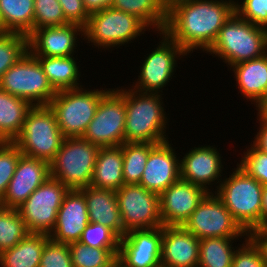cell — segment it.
I'll return each instance as SVG.
<instances>
[{
    "instance_id": "cell-48",
    "label": "cell",
    "mask_w": 267,
    "mask_h": 267,
    "mask_svg": "<svg viewBox=\"0 0 267 267\" xmlns=\"http://www.w3.org/2000/svg\"><path fill=\"white\" fill-rule=\"evenodd\" d=\"M256 110L258 111L257 113L259 116L267 118V96L257 106Z\"/></svg>"
},
{
    "instance_id": "cell-33",
    "label": "cell",
    "mask_w": 267,
    "mask_h": 267,
    "mask_svg": "<svg viewBox=\"0 0 267 267\" xmlns=\"http://www.w3.org/2000/svg\"><path fill=\"white\" fill-rule=\"evenodd\" d=\"M73 267H111L117 260L119 248H92L85 244H69Z\"/></svg>"
},
{
    "instance_id": "cell-37",
    "label": "cell",
    "mask_w": 267,
    "mask_h": 267,
    "mask_svg": "<svg viewBox=\"0 0 267 267\" xmlns=\"http://www.w3.org/2000/svg\"><path fill=\"white\" fill-rule=\"evenodd\" d=\"M21 155L14 142L0 141V200L7 190Z\"/></svg>"
},
{
    "instance_id": "cell-23",
    "label": "cell",
    "mask_w": 267,
    "mask_h": 267,
    "mask_svg": "<svg viewBox=\"0 0 267 267\" xmlns=\"http://www.w3.org/2000/svg\"><path fill=\"white\" fill-rule=\"evenodd\" d=\"M229 68L234 73L236 86H238L241 96L245 97L247 101L250 100L257 108L267 96V53Z\"/></svg>"
},
{
    "instance_id": "cell-42",
    "label": "cell",
    "mask_w": 267,
    "mask_h": 267,
    "mask_svg": "<svg viewBox=\"0 0 267 267\" xmlns=\"http://www.w3.org/2000/svg\"><path fill=\"white\" fill-rule=\"evenodd\" d=\"M244 239L245 243L235 250L232 267H267L254 244L247 237Z\"/></svg>"
},
{
    "instance_id": "cell-20",
    "label": "cell",
    "mask_w": 267,
    "mask_h": 267,
    "mask_svg": "<svg viewBox=\"0 0 267 267\" xmlns=\"http://www.w3.org/2000/svg\"><path fill=\"white\" fill-rule=\"evenodd\" d=\"M168 141L157 144L150 152L140 185L160 195L181 178L180 160Z\"/></svg>"
},
{
    "instance_id": "cell-21",
    "label": "cell",
    "mask_w": 267,
    "mask_h": 267,
    "mask_svg": "<svg viewBox=\"0 0 267 267\" xmlns=\"http://www.w3.org/2000/svg\"><path fill=\"white\" fill-rule=\"evenodd\" d=\"M89 224L87 203L81 190H69L57 212V220L49 237L54 242L70 244L80 241Z\"/></svg>"
},
{
    "instance_id": "cell-9",
    "label": "cell",
    "mask_w": 267,
    "mask_h": 267,
    "mask_svg": "<svg viewBox=\"0 0 267 267\" xmlns=\"http://www.w3.org/2000/svg\"><path fill=\"white\" fill-rule=\"evenodd\" d=\"M0 89L32 106H47L57 93L29 50L1 76Z\"/></svg>"
},
{
    "instance_id": "cell-15",
    "label": "cell",
    "mask_w": 267,
    "mask_h": 267,
    "mask_svg": "<svg viewBox=\"0 0 267 267\" xmlns=\"http://www.w3.org/2000/svg\"><path fill=\"white\" fill-rule=\"evenodd\" d=\"M208 192L191 182L177 180L159 195L163 226H183Z\"/></svg>"
},
{
    "instance_id": "cell-26",
    "label": "cell",
    "mask_w": 267,
    "mask_h": 267,
    "mask_svg": "<svg viewBox=\"0 0 267 267\" xmlns=\"http://www.w3.org/2000/svg\"><path fill=\"white\" fill-rule=\"evenodd\" d=\"M49 235L28 233L14 247L0 253V267H39Z\"/></svg>"
},
{
    "instance_id": "cell-50",
    "label": "cell",
    "mask_w": 267,
    "mask_h": 267,
    "mask_svg": "<svg viewBox=\"0 0 267 267\" xmlns=\"http://www.w3.org/2000/svg\"><path fill=\"white\" fill-rule=\"evenodd\" d=\"M3 33H5V28L3 26V21H2L1 16H0V34H3Z\"/></svg>"
},
{
    "instance_id": "cell-13",
    "label": "cell",
    "mask_w": 267,
    "mask_h": 267,
    "mask_svg": "<svg viewBox=\"0 0 267 267\" xmlns=\"http://www.w3.org/2000/svg\"><path fill=\"white\" fill-rule=\"evenodd\" d=\"M183 227L199 240L211 237H247L215 193H208L190 215Z\"/></svg>"
},
{
    "instance_id": "cell-12",
    "label": "cell",
    "mask_w": 267,
    "mask_h": 267,
    "mask_svg": "<svg viewBox=\"0 0 267 267\" xmlns=\"http://www.w3.org/2000/svg\"><path fill=\"white\" fill-rule=\"evenodd\" d=\"M124 234L132 230L162 227L159 195L140 184L123 185L116 191Z\"/></svg>"
},
{
    "instance_id": "cell-30",
    "label": "cell",
    "mask_w": 267,
    "mask_h": 267,
    "mask_svg": "<svg viewBox=\"0 0 267 267\" xmlns=\"http://www.w3.org/2000/svg\"><path fill=\"white\" fill-rule=\"evenodd\" d=\"M5 33L29 36L33 32L34 0H0Z\"/></svg>"
},
{
    "instance_id": "cell-5",
    "label": "cell",
    "mask_w": 267,
    "mask_h": 267,
    "mask_svg": "<svg viewBox=\"0 0 267 267\" xmlns=\"http://www.w3.org/2000/svg\"><path fill=\"white\" fill-rule=\"evenodd\" d=\"M99 148L82 137L64 138L50 162L51 177L69 190L90 186Z\"/></svg>"
},
{
    "instance_id": "cell-49",
    "label": "cell",
    "mask_w": 267,
    "mask_h": 267,
    "mask_svg": "<svg viewBox=\"0 0 267 267\" xmlns=\"http://www.w3.org/2000/svg\"><path fill=\"white\" fill-rule=\"evenodd\" d=\"M113 267H126L122 262L118 259L113 263Z\"/></svg>"
},
{
    "instance_id": "cell-41",
    "label": "cell",
    "mask_w": 267,
    "mask_h": 267,
    "mask_svg": "<svg viewBox=\"0 0 267 267\" xmlns=\"http://www.w3.org/2000/svg\"><path fill=\"white\" fill-rule=\"evenodd\" d=\"M235 12L244 20L267 29V0H237Z\"/></svg>"
},
{
    "instance_id": "cell-47",
    "label": "cell",
    "mask_w": 267,
    "mask_h": 267,
    "mask_svg": "<svg viewBox=\"0 0 267 267\" xmlns=\"http://www.w3.org/2000/svg\"><path fill=\"white\" fill-rule=\"evenodd\" d=\"M267 226V185L263 186L262 209H261V227Z\"/></svg>"
},
{
    "instance_id": "cell-4",
    "label": "cell",
    "mask_w": 267,
    "mask_h": 267,
    "mask_svg": "<svg viewBox=\"0 0 267 267\" xmlns=\"http://www.w3.org/2000/svg\"><path fill=\"white\" fill-rule=\"evenodd\" d=\"M230 174L215 187L214 193L247 233L261 227L263 185L238 166Z\"/></svg>"
},
{
    "instance_id": "cell-11",
    "label": "cell",
    "mask_w": 267,
    "mask_h": 267,
    "mask_svg": "<svg viewBox=\"0 0 267 267\" xmlns=\"http://www.w3.org/2000/svg\"><path fill=\"white\" fill-rule=\"evenodd\" d=\"M68 191L50 176L17 208L29 233L49 235L53 231L57 212Z\"/></svg>"
},
{
    "instance_id": "cell-10",
    "label": "cell",
    "mask_w": 267,
    "mask_h": 267,
    "mask_svg": "<svg viewBox=\"0 0 267 267\" xmlns=\"http://www.w3.org/2000/svg\"><path fill=\"white\" fill-rule=\"evenodd\" d=\"M125 119L126 88H108L82 138L99 147L120 146L125 143Z\"/></svg>"
},
{
    "instance_id": "cell-19",
    "label": "cell",
    "mask_w": 267,
    "mask_h": 267,
    "mask_svg": "<svg viewBox=\"0 0 267 267\" xmlns=\"http://www.w3.org/2000/svg\"><path fill=\"white\" fill-rule=\"evenodd\" d=\"M84 36V27L68 23L63 26L35 29L28 36V50L35 57H68L77 53L78 36ZM77 40V41H76Z\"/></svg>"
},
{
    "instance_id": "cell-14",
    "label": "cell",
    "mask_w": 267,
    "mask_h": 267,
    "mask_svg": "<svg viewBox=\"0 0 267 267\" xmlns=\"http://www.w3.org/2000/svg\"><path fill=\"white\" fill-rule=\"evenodd\" d=\"M157 33L162 40L143 61L135 85H130L139 92L162 93L176 72L177 60L188 55L164 31Z\"/></svg>"
},
{
    "instance_id": "cell-38",
    "label": "cell",
    "mask_w": 267,
    "mask_h": 267,
    "mask_svg": "<svg viewBox=\"0 0 267 267\" xmlns=\"http://www.w3.org/2000/svg\"><path fill=\"white\" fill-rule=\"evenodd\" d=\"M244 155H241L240 167L246 174L255 178L260 184L267 185V153L250 144Z\"/></svg>"
},
{
    "instance_id": "cell-44",
    "label": "cell",
    "mask_w": 267,
    "mask_h": 267,
    "mask_svg": "<svg viewBox=\"0 0 267 267\" xmlns=\"http://www.w3.org/2000/svg\"><path fill=\"white\" fill-rule=\"evenodd\" d=\"M247 238L258 249L261 258L267 266V226L249 230L247 232Z\"/></svg>"
},
{
    "instance_id": "cell-36",
    "label": "cell",
    "mask_w": 267,
    "mask_h": 267,
    "mask_svg": "<svg viewBox=\"0 0 267 267\" xmlns=\"http://www.w3.org/2000/svg\"><path fill=\"white\" fill-rule=\"evenodd\" d=\"M68 23L58 0H34L33 31L38 28L63 26Z\"/></svg>"
},
{
    "instance_id": "cell-25",
    "label": "cell",
    "mask_w": 267,
    "mask_h": 267,
    "mask_svg": "<svg viewBox=\"0 0 267 267\" xmlns=\"http://www.w3.org/2000/svg\"><path fill=\"white\" fill-rule=\"evenodd\" d=\"M124 185L122 145L100 147L91 179V187L117 191Z\"/></svg>"
},
{
    "instance_id": "cell-43",
    "label": "cell",
    "mask_w": 267,
    "mask_h": 267,
    "mask_svg": "<svg viewBox=\"0 0 267 267\" xmlns=\"http://www.w3.org/2000/svg\"><path fill=\"white\" fill-rule=\"evenodd\" d=\"M62 6L65 19L69 23L85 26L90 14L83 5L82 0H58Z\"/></svg>"
},
{
    "instance_id": "cell-29",
    "label": "cell",
    "mask_w": 267,
    "mask_h": 267,
    "mask_svg": "<svg viewBox=\"0 0 267 267\" xmlns=\"http://www.w3.org/2000/svg\"><path fill=\"white\" fill-rule=\"evenodd\" d=\"M36 57L43 72L56 91L82 87L75 57ZM79 80V81H78Z\"/></svg>"
},
{
    "instance_id": "cell-24",
    "label": "cell",
    "mask_w": 267,
    "mask_h": 267,
    "mask_svg": "<svg viewBox=\"0 0 267 267\" xmlns=\"http://www.w3.org/2000/svg\"><path fill=\"white\" fill-rule=\"evenodd\" d=\"M85 196L89 222L99 223L123 237V225L116 191L91 186L80 189Z\"/></svg>"
},
{
    "instance_id": "cell-8",
    "label": "cell",
    "mask_w": 267,
    "mask_h": 267,
    "mask_svg": "<svg viewBox=\"0 0 267 267\" xmlns=\"http://www.w3.org/2000/svg\"><path fill=\"white\" fill-rule=\"evenodd\" d=\"M148 29L135 16L109 7L90 14L82 39L98 49L109 50L111 47L119 48L131 43Z\"/></svg>"
},
{
    "instance_id": "cell-27",
    "label": "cell",
    "mask_w": 267,
    "mask_h": 267,
    "mask_svg": "<svg viewBox=\"0 0 267 267\" xmlns=\"http://www.w3.org/2000/svg\"><path fill=\"white\" fill-rule=\"evenodd\" d=\"M32 107L28 101L0 89V141L13 142L17 138Z\"/></svg>"
},
{
    "instance_id": "cell-31",
    "label": "cell",
    "mask_w": 267,
    "mask_h": 267,
    "mask_svg": "<svg viewBox=\"0 0 267 267\" xmlns=\"http://www.w3.org/2000/svg\"><path fill=\"white\" fill-rule=\"evenodd\" d=\"M236 238L211 237L200 240L198 267H232ZM233 246V247H232Z\"/></svg>"
},
{
    "instance_id": "cell-2",
    "label": "cell",
    "mask_w": 267,
    "mask_h": 267,
    "mask_svg": "<svg viewBox=\"0 0 267 267\" xmlns=\"http://www.w3.org/2000/svg\"><path fill=\"white\" fill-rule=\"evenodd\" d=\"M161 93L126 89L125 142L159 144L168 141V118Z\"/></svg>"
},
{
    "instance_id": "cell-40",
    "label": "cell",
    "mask_w": 267,
    "mask_h": 267,
    "mask_svg": "<svg viewBox=\"0 0 267 267\" xmlns=\"http://www.w3.org/2000/svg\"><path fill=\"white\" fill-rule=\"evenodd\" d=\"M39 267H73L69 244L49 239L44 245Z\"/></svg>"
},
{
    "instance_id": "cell-32",
    "label": "cell",
    "mask_w": 267,
    "mask_h": 267,
    "mask_svg": "<svg viewBox=\"0 0 267 267\" xmlns=\"http://www.w3.org/2000/svg\"><path fill=\"white\" fill-rule=\"evenodd\" d=\"M156 145L148 142H125L122 144L123 179L125 185L140 183L149 152Z\"/></svg>"
},
{
    "instance_id": "cell-28",
    "label": "cell",
    "mask_w": 267,
    "mask_h": 267,
    "mask_svg": "<svg viewBox=\"0 0 267 267\" xmlns=\"http://www.w3.org/2000/svg\"><path fill=\"white\" fill-rule=\"evenodd\" d=\"M111 7L135 16L149 30L161 32L165 29L168 0H113Z\"/></svg>"
},
{
    "instance_id": "cell-45",
    "label": "cell",
    "mask_w": 267,
    "mask_h": 267,
    "mask_svg": "<svg viewBox=\"0 0 267 267\" xmlns=\"http://www.w3.org/2000/svg\"><path fill=\"white\" fill-rule=\"evenodd\" d=\"M257 120L259 121L260 127L252 142L259 150L267 153V118L257 114Z\"/></svg>"
},
{
    "instance_id": "cell-3",
    "label": "cell",
    "mask_w": 267,
    "mask_h": 267,
    "mask_svg": "<svg viewBox=\"0 0 267 267\" xmlns=\"http://www.w3.org/2000/svg\"><path fill=\"white\" fill-rule=\"evenodd\" d=\"M206 53L231 67L267 53V29L244 20L236 12L224 23ZM229 65V66H228Z\"/></svg>"
},
{
    "instance_id": "cell-1",
    "label": "cell",
    "mask_w": 267,
    "mask_h": 267,
    "mask_svg": "<svg viewBox=\"0 0 267 267\" xmlns=\"http://www.w3.org/2000/svg\"><path fill=\"white\" fill-rule=\"evenodd\" d=\"M234 12V0H168L163 31L188 55L206 52Z\"/></svg>"
},
{
    "instance_id": "cell-7",
    "label": "cell",
    "mask_w": 267,
    "mask_h": 267,
    "mask_svg": "<svg viewBox=\"0 0 267 267\" xmlns=\"http://www.w3.org/2000/svg\"><path fill=\"white\" fill-rule=\"evenodd\" d=\"M87 89L79 87L57 91L48 104L65 138L83 136L94 118L102 95L107 91V88Z\"/></svg>"
},
{
    "instance_id": "cell-46",
    "label": "cell",
    "mask_w": 267,
    "mask_h": 267,
    "mask_svg": "<svg viewBox=\"0 0 267 267\" xmlns=\"http://www.w3.org/2000/svg\"><path fill=\"white\" fill-rule=\"evenodd\" d=\"M89 14L111 7L113 0H82Z\"/></svg>"
},
{
    "instance_id": "cell-6",
    "label": "cell",
    "mask_w": 267,
    "mask_h": 267,
    "mask_svg": "<svg viewBox=\"0 0 267 267\" xmlns=\"http://www.w3.org/2000/svg\"><path fill=\"white\" fill-rule=\"evenodd\" d=\"M64 138L50 107L33 106L26 115L20 134L13 142L22 155L50 163Z\"/></svg>"
},
{
    "instance_id": "cell-34",
    "label": "cell",
    "mask_w": 267,
    "mask_h": 267,
    "mask_svg": "<svg viewBox=\"0 0 267 267\" xmlns=\"http://www.w3.org/2000/svg\"><path fill=\"white\" fill-rule=\"evenodd\" d=\"M28 233L17 209L0 207V253L14 247Z\"/></svg>"
},
{
    "instance_id": "cell-39",
    "label": "cell",
    "mask_w": 267,
    "mask_h": 267,
    "mask_svg": "<svg viewBox=\"0 0 267 267\" xmlns=\"http://www.w3.org/2000/svg\"><path fill=\"white\" fill-rule=\"evenodd\" d=\"M80 242L92 248H119L120 237L106 226L89 222L83 230Z\"/></svg>"
},
{
    "instance_id": "cell-35",
    "label": "cell",
    "mask_w": 267,
    "mask_h": 267,
    "mask_svg": "<svg viewBox=\"0 0 267 267\" xmlns=\"http://www.w3.org/2000/svg\"><path fill=\"white\" fill-rule=\"evenodd\" d=\"M28 51V36L17 33L0 34V78Z\"/></svg>"
},
{
    "instance_id": "cell-18",
    "label": "cell",
    "mask_w": 267,
    "mask_h": 267,
    "mask_svg": "<svg viewBox=\"0 0 267 267\" xmlns=\"http://www.w3.org/2000/svg\"><path fill=\"white\" fill-rule=\"evenodd\" d=\"M50 176L49 162L21 155L0 207L17 209Z\"/></svg>"
},
{
    "instance_id": "cell-22",
    "label": "cell",
    "mask_w": 267,
    "mask_h": 267,
    "mask_svg": "<svg viewBox=\"0 0 267 267\" xmlns=\"http://www.w3.org/2000/svg\"><path fill=\"white\" fill-rule=\"evenodd\" d=\"M199 244L183 226H162L161 266L198 267Z\"/></svg>"
},
{
    "instance_id": "cell-16",
    "label": "cell",
    "mask_w": 267,
    "mask_h": 267,
    "mask_svg": "<svg viewBox=\"0 0 267 267\" xmlns=\"http://www.w3.org/2000/svg\"><path fill=\"white\" fill-rule=\"evenodd\" d=\"M162 227L132 230L120 238L117 259L126 267L161 266Z\"/></svg>"
},
{
    "instance_id": "cell-17",
    "label": "cell",
    "mask_w": 267,
    "mask_h": 267,
    "mask_svg": "<svg viewBox=\"0 0 267 267\" xmlns=\"http://www.w3.org/2000/svg\"><path fill=\"white\" fill-rule=\"evenodd\" d=\"M221 158L223 156H221L215 145L214 147L202 145L190 149L180 159L181 179L204 188L208 193H212V191L214 193V190L210 188L214 183L215 186L217 183L220 185L221 176H223L221 174L224 171V165H222Z\"/></svg>"
}]
</instances>
